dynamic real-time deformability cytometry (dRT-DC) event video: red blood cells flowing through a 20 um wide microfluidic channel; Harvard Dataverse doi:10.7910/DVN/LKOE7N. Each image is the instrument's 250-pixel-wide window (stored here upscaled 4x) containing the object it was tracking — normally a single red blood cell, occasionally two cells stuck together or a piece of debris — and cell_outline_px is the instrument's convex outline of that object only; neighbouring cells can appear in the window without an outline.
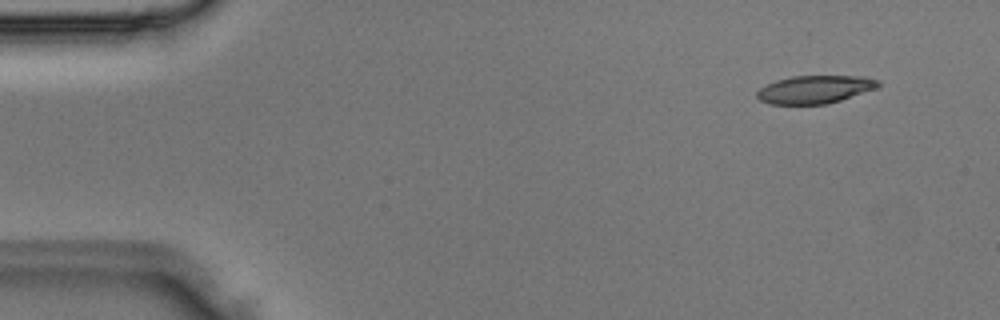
{"species": "Egyptian fruit bat (a non-hibernating species)", "species_latin": "Rousettus aegyptiacus", "temperature_condition": "room temperature", "stored_images_in_passage": 4, "camera_frame_rate_fps": 3000, "um_per_image_px": 0.085, "animal": {"sex": "male"}, "frame": {"image": 1, "passage_image": 1, "time_ms": 0.0, "image_size_px": [1000, 320], "cell_outline_px": [[880, 88], [840, 100], [824, 104], [768, 104], [760, 100], [756, 96], [756, 92], [760, 88], [776, 80], [792, 76], [864, 76], [880, 80]], "centroid_in_image_um": [69.3, 7.59], "position_along_channel_um": 15.7, "area_um2": 19.88}}